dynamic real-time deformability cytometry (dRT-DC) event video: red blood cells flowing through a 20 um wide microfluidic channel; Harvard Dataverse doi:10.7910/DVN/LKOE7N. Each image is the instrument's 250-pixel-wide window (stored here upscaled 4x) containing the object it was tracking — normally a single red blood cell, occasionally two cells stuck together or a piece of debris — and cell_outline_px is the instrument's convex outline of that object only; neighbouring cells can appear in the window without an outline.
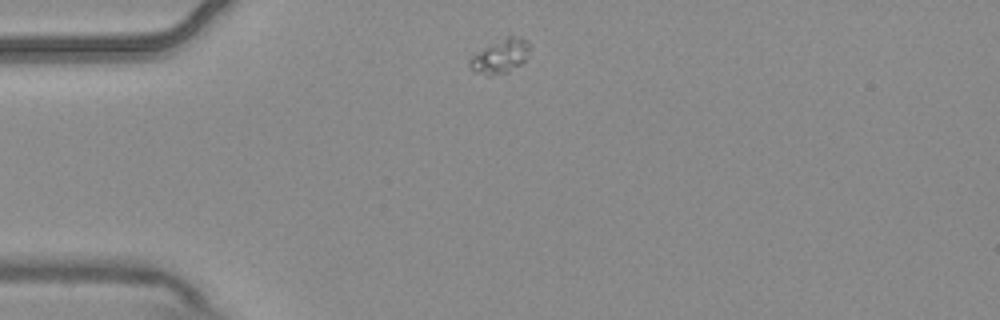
{"species": "common noctule bat (a hibernating species)", "species_latin": "Nyctalus noctula", "temperature_condition": "warm", "stored_images_in_passage": 3, "camera_frame_rate_fps": 3000, "um_per_image_px": 0.085, "animal": {"sex": "male", "body_mass_g": 20.4}, "frame": {"image": 1, "passage_image": 1, "time_ms": 0.0, "image_size_px": [1000, 320], "cell_outline_px": [[528, 56], [520, 64], [508, 72], [492, 76], [488, 76], [476, 72], [468, 64], [468, 60], [472, 56], [488, 44], [508, 36], [520, 36], [528, 40]], "centroid_in_image_um": [42.51, 4.77], "position_along_channel_um": 42.5, "area_um2": 11.91}}
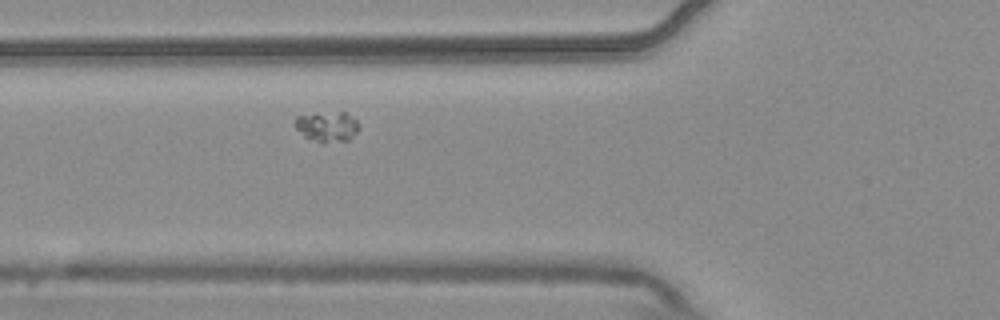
{"frame": {"image": 2, "passage_image": 3, "time_ms": 0.667, "image_size_px": [1000, 320], "cell_outline_px": [[360, 128], [348, 140], [324, 144], [304, 136], [292, 124], [296, 116], [340, 112], [344, 112], [356, 120], [360, 124]], "centroid_in_image_um": [27.81, 10.79], "position_along_channel_um": 98.0, "area_um2": 11.21}}